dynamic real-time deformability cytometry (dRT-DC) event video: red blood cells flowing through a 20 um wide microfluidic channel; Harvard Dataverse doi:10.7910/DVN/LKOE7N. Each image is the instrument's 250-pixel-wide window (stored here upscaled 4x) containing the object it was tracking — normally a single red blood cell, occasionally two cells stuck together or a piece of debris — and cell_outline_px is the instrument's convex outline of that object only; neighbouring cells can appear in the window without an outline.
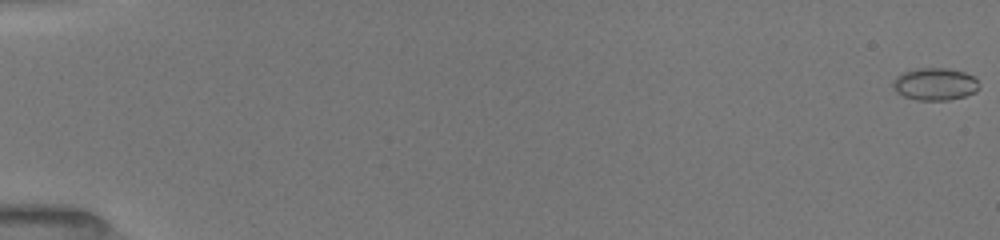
{"species": "common noctule bat (a hibernating species)", "species_latin": "Nyctalus noctula", "temperature_condition": "room temperature", "stored_images_in_passage": 53, "camera_frame_rate_fps": 3000, "um_per_image_px": 0.085, "animal": {"sex": "female", "body_mass_g": 19.5, "forearm_length_mm": 54.1}, "frame": {"image": 1, "passage_image": 1, "time_ms": 0.0, "image_size_px": [1000, 240], "cell_outline_px": [[980, 88], [976, 92], [964, 96], [948, 100], [916, 100], [904, 96], [896, 92], [892, 88], [892, 84], [896, 76], [904, 72], [916, 68], [948, 68], [964, 72], [972, 76], [976, 80]], "centroid_in_image_um": [79.45, 7.15], "position_along_channel_um": 5.5, "area_um2": 16.3}}
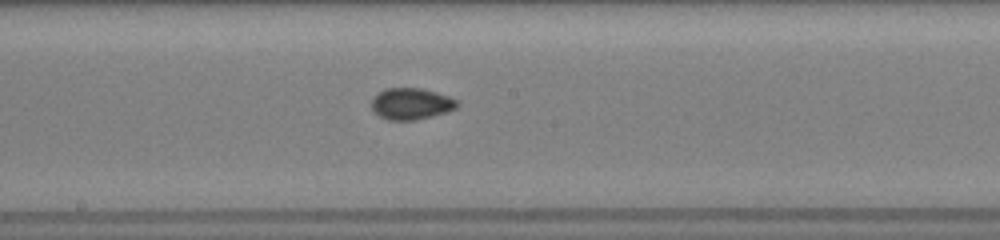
{"frame": {"image": 2, "passage_image": 30, "time_ms": 9.667, "image_size_px": [1000, 240], "cell_outline_px": [[460, 104], [456, 108], [432, 116], [416, 120], [388, 120], [380, 116], [372, 108], [372, 96], [384, 88], [420, 88], [436, 92], [460, 100]], "centroid_in_image_um": [34.96, 8.81], "position_along_channel_um": 213.2, "area_um2": 15.78}}
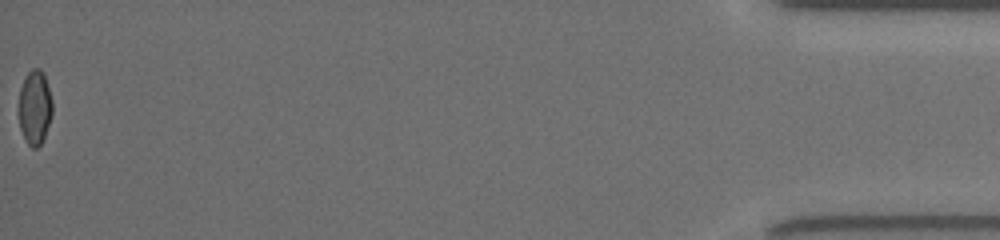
{"frame": {"image": 3, "passage_image": 53, "time_ms": 17.333, "image_size_px": [1000, 240], "cell_outline_px": [[52, 112], [44, 136], [40, 144], [36, 148], [32, 148], [28, 144], [20, 128], [16, 112], [20, 88], [28, 72], [32, 68], [40, 68], [44, 72], [52, 100]], "centroid_in_image_um": [2.92, 9.1], "position_along_channel_um": 432.3, "area_um2": 14.8}, "authors_computed_cell_mechanics": {"area_um2": 15.1436, "velocity_mm_per_s": 4.0228, "shape_relaxation_time_tau1_ms": null, "shape_relaxation_time_tau2_ms": 0.9755, "deformation_change_tau1": null, "deformation_change_tau2": 0.0501}}